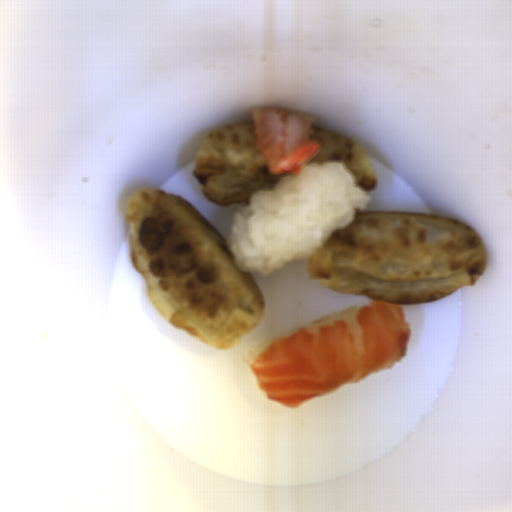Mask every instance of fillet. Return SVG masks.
I'll return each instance as SVG.
<instances>
[{"label": "fillet", "instance_id": "obj_1", "mask_svg": "<svg viewBox=\"0 0 512 512\" xmlns=\"http://www.w3.org/2000/svg\"><path fill=\"white\" fill-rule=\"evenodd\" d=\"M412 336L404 305L371 300L350 322L335 320L278 339L250 368L268 400L293 409L393 368Z\"/></svg>", "mask_w": 512, "mask_h": 512}]
</instances>
